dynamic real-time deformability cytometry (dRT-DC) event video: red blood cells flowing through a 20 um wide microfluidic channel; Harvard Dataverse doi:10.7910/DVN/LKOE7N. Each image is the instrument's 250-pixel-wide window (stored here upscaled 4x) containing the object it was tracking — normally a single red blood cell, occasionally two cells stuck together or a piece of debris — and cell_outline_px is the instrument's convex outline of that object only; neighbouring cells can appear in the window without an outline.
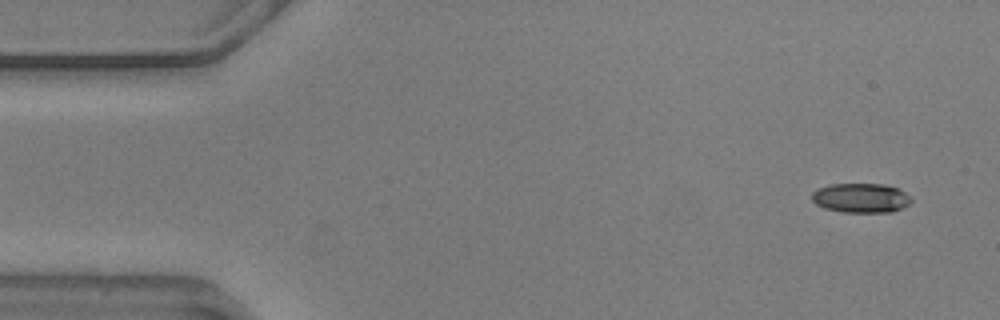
{"species": "common noctule bat (a hibernating species)", "species_latin": "Nyctalus noctula", "temperature_condition": "warm", "stored_images_in_passage": 54, "camera_frame_rate_fps": 3000, "um_per_image_px": 0.085, "animal": {"sex": "male", "body_mass_g": 20.5, "forearm_length_mm": 52.5}, "frame": {"image": 1, "passage_image": 1, "time_ms": 0.0, "image_size_px": [1000, 320], "cell_outline_px": [[912, 200], [908, 204], [892, 212], [844, 212], [824, 208], [816, 204], [812, 200], [812, 192], [816, 188], [828, 184], [884, 184], [896, 188], [904, 192]], "centroid_in_image_um": [73.12, 16.82], "position_along_channel_um": 11.9, "area_um2": 16.99}}
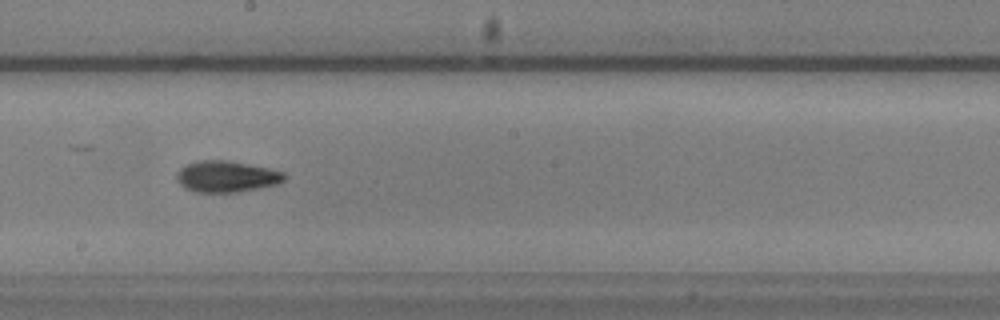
{"frame": {"image": 2, "passage_image": 28, "time_ms": 9.0, "image_size_px": [1000, 320], "cell_outline_px": [[288, 176], [284, 180], [276, 184], [236, 192], [196, 192], [184, 188], [176, 180], [176, 172], [180, 168], [188, 164], [200, 160], [228, 160], [268, 168], [284, 172]], "centroid_in_image_um": [19.23, 15.0], "position_along_channel_um": 229.0, "area_um2": 19.59}}
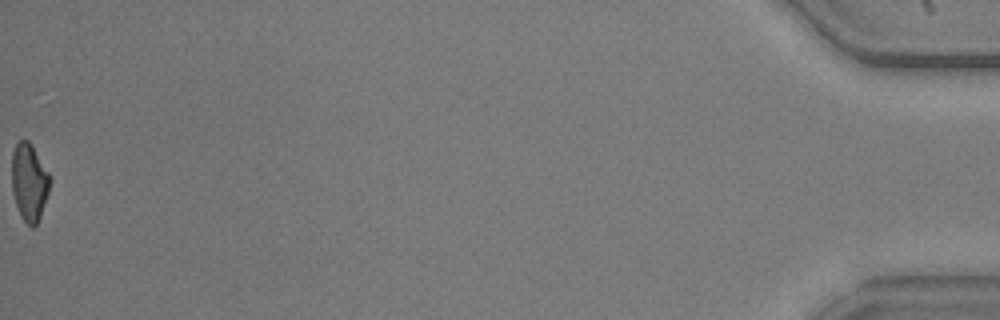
{"frame": {"image": 3, "passage_image": 54, "time_ms": 17.667, "image_size_px": [1000, 320], "cell_outline_px": [[52, 180], [40, 216], [36, 224], [32, 228], [24, 220], [16, 204], [12, 192], [12, 152], [16, 144], [20, 140], [28, 140], [32, 144], [48, 172]], "centroid_in_image_um": [2.49, 15.44], "position_along_channel_um": 432.7, "area_um2": 17.05}, "authors_computed_cell_mechanics": {"area_um2": 18.207, "velocity_mm_per_s": 3.6009, "shape_relaxation_time_tau1_ms": 3.7305, "shape_relaxation_time_tau2_ms": 5.259, "deformation_change_tau1": 0.1485, "deformation_change_tau2": 0.1252}}